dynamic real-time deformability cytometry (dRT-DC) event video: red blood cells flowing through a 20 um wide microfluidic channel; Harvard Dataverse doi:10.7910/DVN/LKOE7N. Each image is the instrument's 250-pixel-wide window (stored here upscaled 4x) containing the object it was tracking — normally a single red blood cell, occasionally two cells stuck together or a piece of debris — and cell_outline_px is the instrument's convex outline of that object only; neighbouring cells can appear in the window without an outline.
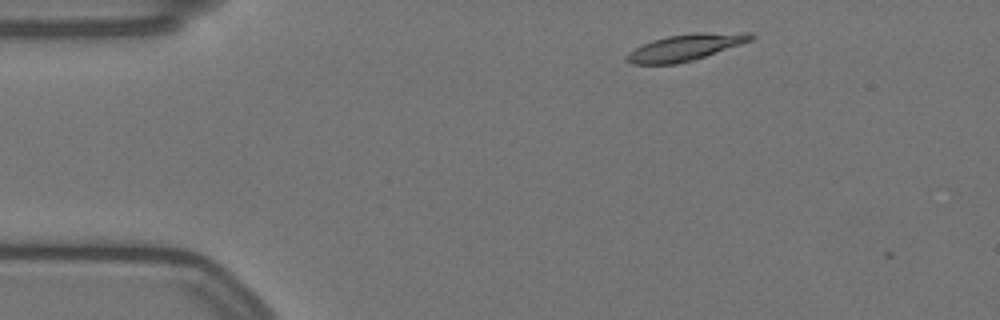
{"species": "Egyptian fruit bat (a non-hibernating species)", "species_latin": "Rousettus aegyptiacus", "temperature_condition": "warm", "stored_images_in_passage": 6, "camera_frame_rate_fps": 3000, "um_per_image_px": 0.085, "animal": {"sex": "female"}, "frame": {"image": 1, "passage_image": 2, "time_ms": 0.333, "image_size_px": [1000, 320], "cell_outline_px": [[756, 36], [752, 40], [692, 60], [676, 64], [632, 64], [624, 60], [624, 56], [636, 48], [652, 40], [668, 36], [696, 32], [752, 32]], "centroid_in_image_um": [58.27, 4.01], "position_along_channel_um": 26.7, "area_um2": 19.07}}